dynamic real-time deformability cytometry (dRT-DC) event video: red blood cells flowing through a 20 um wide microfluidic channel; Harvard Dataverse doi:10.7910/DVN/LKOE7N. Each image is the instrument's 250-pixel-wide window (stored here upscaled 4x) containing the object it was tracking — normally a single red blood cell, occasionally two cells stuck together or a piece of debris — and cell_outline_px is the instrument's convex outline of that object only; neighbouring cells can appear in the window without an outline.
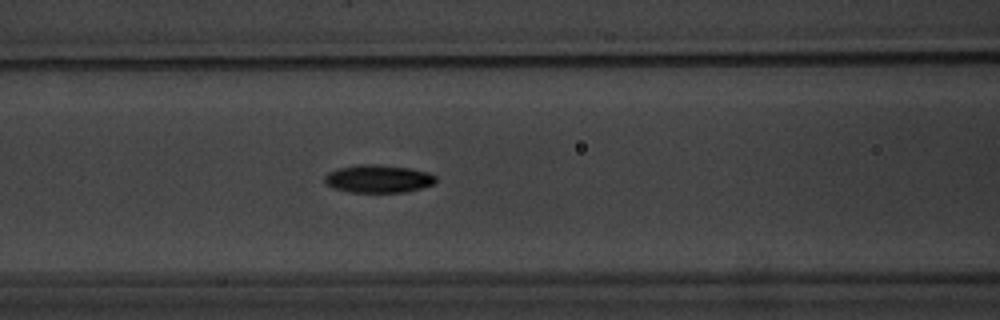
{"species": "common noctule bat (a hibernating species)", "species_latin": "Nyctalus noctula", "temperature_condition": "warm", "stored_images_in_passage": 38, "camera_frame_rate_fps": 3000, "um_per_image_px": 0.085, "animal": {"sex": "male", "body_mass_g": 20.1, "forearm_length_mm": 53.5}, "frame": {"image": 1, "passage_image": 17, "time_ms": 5.333, "image_size_px": [1000, 320], "cell_outline_px": [[436, 180], [432, 184], [420, 188], [404, 192], [348, 192], [332, 188], [324, 184], [324, 176], [328, 172], [336, 168], [356, 164], [376, 164], [408, 168], [428, 172], [436, 176]], "centroid_in_image_um": [32.07, 15.19], "position_along_channel_um": 134.5, "area_um2": 18.21}}
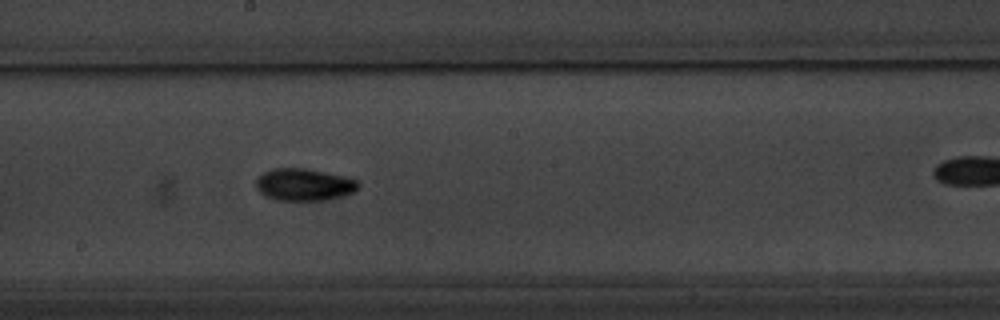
{"frame": {"image": 2, "passage_image": 24, "time_ms": 7.667, "image_size_px": [1000, 320], "cell_outline_px": [[360, 184], [352, 192], [340, 196], [324, 200], [276, 200], [264, 196], [256, 188], [256, 176], [272, 168], [304, 168], [344, 176], [356, 180]], "centroid_in_image_um": [25.77, 15.68], "position_along_channel_um": 222.4, "area_um2": 19.07}}
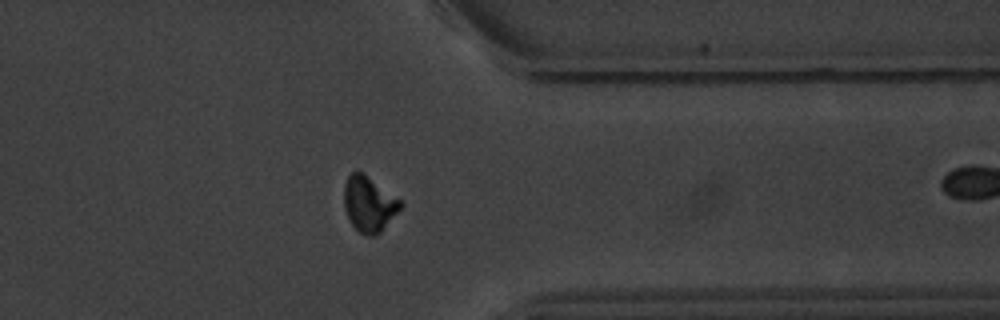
{"frame": {"image": 3, "passage_image": 37, "time_ms": 12.0, "image_size_px": [1000, 320], "cell_outline_px": [[404, 204], [380, 232], [376, 236], [368, 236], [360, 232], [352, 224], [344, 208], [344, 184], [348, 176], [352, 172], [364, 172], [400, 200]], "centroid_in_image_um": [31.35, 17.32], "position_along_channel_um": 380.0, "area_um2": 18.03}}